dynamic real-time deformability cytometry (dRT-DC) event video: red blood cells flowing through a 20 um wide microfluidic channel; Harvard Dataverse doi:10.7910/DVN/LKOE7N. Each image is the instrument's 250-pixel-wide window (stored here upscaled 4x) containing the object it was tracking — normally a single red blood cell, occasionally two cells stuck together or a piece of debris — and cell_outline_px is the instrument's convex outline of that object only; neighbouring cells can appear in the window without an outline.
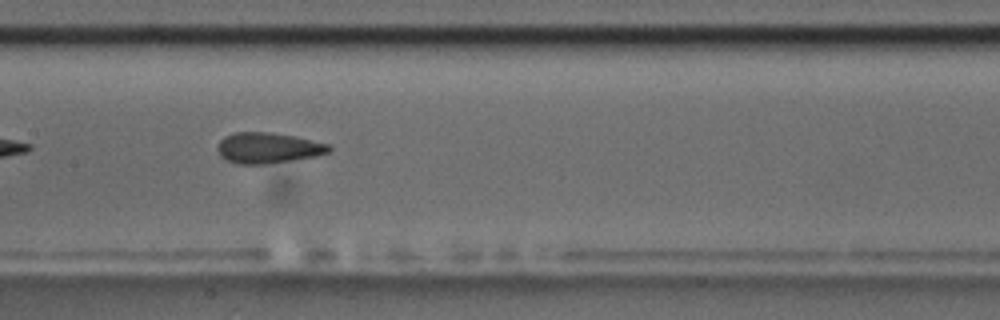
{"species": "common noctule bat (a hibernating species)", "species_latin": "Nyctalus noctula", "temperature_condition": "room temperature", "stored_images_in_passage": 38, "camera_frame_rate_fps": 3000, "um_per_image_px": 0.085, "animal": {"sex": "male", "body_mass_g": 17.5, "forearm_length_mm": 52.3}, "frame": {"image": 1, "passage_image": 12, "time_ms": 3.667, "image_size_px": [1000, 320], "cell_outline_px": [[332, 148], [328, 152], [316, 156], [264, 164], [240, 164], [228, 160], [220, 156], [216, 148], [220, 140], [224, 136], [236, 132], [268, 132], [296, 136], [328, 144]], "centroid_in_image_um": [22.76, 12.56], "position_along_channel_um": 184.6, "area_um2": 19.83}, "authors_computed_cell_mechanics": {"area_um2": 19.652, "velocity_mm_per_s": 3.638, "shape_relaxation_time_tau1_ms": 4.3781, "shape_relaxation_time_tau2_ms": 1.8395, "deformation_change_tau1": 0.1448, "deformation_change_tau2": 0.1104}}